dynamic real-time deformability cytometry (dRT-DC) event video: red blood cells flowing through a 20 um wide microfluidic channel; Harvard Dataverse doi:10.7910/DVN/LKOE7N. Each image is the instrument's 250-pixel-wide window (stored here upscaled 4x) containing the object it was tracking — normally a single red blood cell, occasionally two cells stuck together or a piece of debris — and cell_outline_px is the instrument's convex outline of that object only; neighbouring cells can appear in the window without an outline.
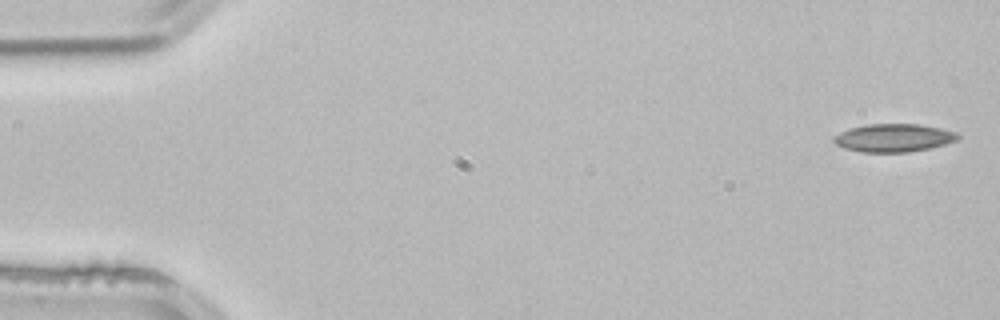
{"species": "common noctule bat (a hibernating species)", "species_latin": "Nyctalus noctula", "temperature_condition": "room temperature", "stored_images_in_passage": 3, "camera_frame_rate_fps": 3000, "um_per_image_px": 0.085, "animal": {"sex": "male", "body_mass_g": 21.5, "forearm_length_mm": 52.0}, "frame": {"image": 1, "passage_image": 1, "time_ms": 0.0, "image_size_px": [1000, 320], "cell_outline_px": [[960, 136], [956, 140], [944, 144], [928, 148], [908, 152], [860, 152], [844, 148], [836, 144], [832, 140], [832, 136], [848, 128], [868, 124], [920, 124], [940, 128], [956, 132]], "centroid_in_image_um": [75.91, 11.71], "position_along_channel_um": 9.1, "area_um2": 20.29}}